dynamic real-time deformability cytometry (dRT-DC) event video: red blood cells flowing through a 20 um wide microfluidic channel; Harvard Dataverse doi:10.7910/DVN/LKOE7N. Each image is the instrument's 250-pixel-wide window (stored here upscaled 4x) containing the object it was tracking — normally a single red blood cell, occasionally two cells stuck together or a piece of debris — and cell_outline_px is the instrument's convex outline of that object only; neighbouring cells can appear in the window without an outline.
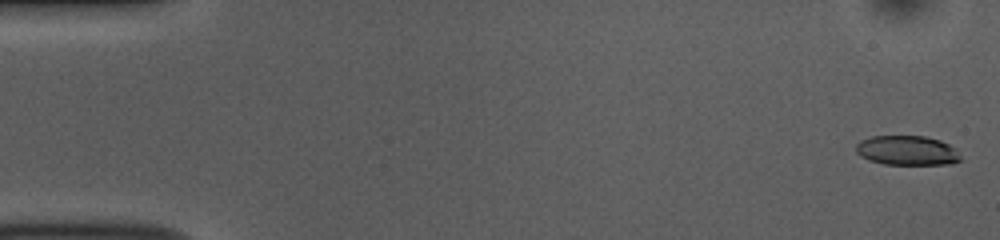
{"species": "common noctule bat (a hibernating species)", "species_latin": "Nyctalus noctula", "temperature_condition": "room temperature", "stored_images_in_passage": 53, "camera_frame_rate_fps": 3000, "um_per_image_px": 0.085, "animal": {"sex": "female", "body_mass_g": 10.0, "forearm_length_mm": 53.1}, "frame": {"image": 1, "passage_image": 1, "time_ms": 0.0, "image_size_px": [1000, 240], "cell_outline_px": [[964, 160], [952, 164], [884, 164], [868, 160], [860, 156], [856, 152], [856, 144], [860, 140], [872, 136], [924, 136], [940, 140], [948, 144]], "centroid_in_image_um": [77.08, 12.79], "position_along_channel_um": 7.9, "area_um2": 18.03}}
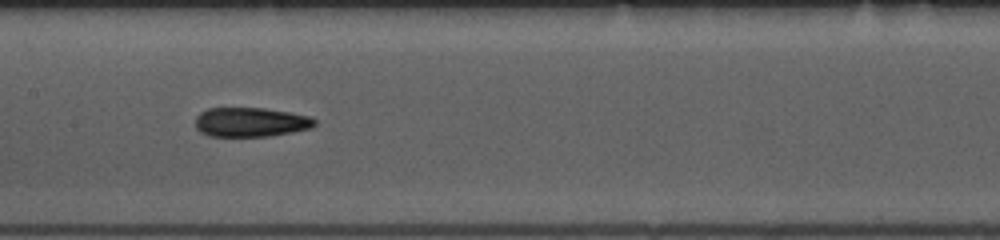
{"frame": {"image": 2, "passage_image": 26, "time_ms": 8.333, "image_size_px": [1000, 240], "cell_outline_px": [[316, 124], [312, 128], [272, 136], [208, 136], [200, 132], [196, 128], [196, 116], [200, 112], [208, 108], [264, 108], [288, 112], [308, 116], [316, 120]], "centroid_in_image_um": [21.3, 10.38], "position_along_channel_um": 186.1, "area_um2": 20.46}}
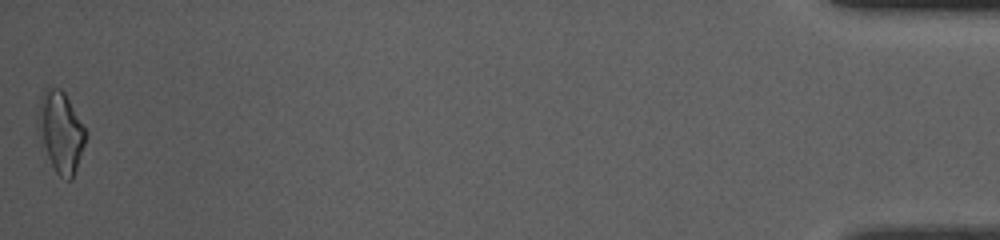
{"frame": {"image": 3, "passage_image": 53, "time_ms": 17.333, "image_size_px": [1000, 240], "cell_outline_px": [[88, 132], [72, 180], [68, 180], [60, 176], [56, 172], [48, 156], [36, 124], [36, 116], [40, 96], [44, 88], [48, 84], [60, 88], [64, 92]], "centroid_in_image_um": [5.14, 11.12], "position_along_channel_um": 430.1, "area_um2": 22.48}, "authors_computed_cell_mechanics": {"area_um2": 20.0566, "velocity_mm_per_s": 3.7569, "shape_relaxation_time_tau1_ms": 7.4037, "shape_relaxation_time_tau2_ms": 3.3619, "deformation_change_tau1": 0.1755, "deformation_change_tau2": 0.1203}}